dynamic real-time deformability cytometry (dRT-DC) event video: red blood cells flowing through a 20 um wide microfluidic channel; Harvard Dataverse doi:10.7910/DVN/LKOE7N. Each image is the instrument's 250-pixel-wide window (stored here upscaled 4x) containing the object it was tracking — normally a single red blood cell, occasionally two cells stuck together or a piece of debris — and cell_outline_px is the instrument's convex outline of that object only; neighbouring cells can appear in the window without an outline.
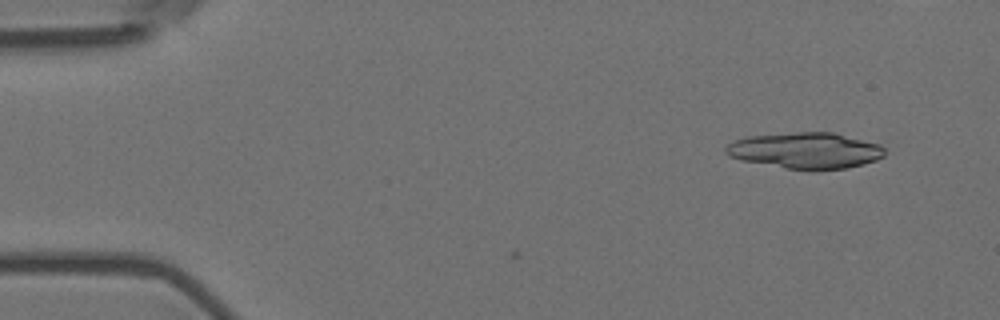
{"species": "Egyptian fruit bat (a non-hibernating species)", "species_latin": "Rousettus aegyptiacus", "temperature_condition": "room temperature", "stored_images_in_passage": 5, "camera_frame_rate_fps": 3000, "um_per_image_px": 0.085, "animal": {"sex": "female"}, "frame": {"image": 1, "passage_image": 1, "time_ms": 0.0, "image_size_px": [1000, 320], "cell_outline_px": [[884, 156], [876, 160], [864, 164], [848, 168], [788, 168], [740, 160], [728, 156], [724, 152], [724, 148], [728, 144], [736, 140], [748, 136], [796, 132], [836, 132], [880, 144], [884, 148]], "centroid_in_image_um": [68.48, 12.77], "position_along_channel_um": 16.5, "area_um2": 33.12}}